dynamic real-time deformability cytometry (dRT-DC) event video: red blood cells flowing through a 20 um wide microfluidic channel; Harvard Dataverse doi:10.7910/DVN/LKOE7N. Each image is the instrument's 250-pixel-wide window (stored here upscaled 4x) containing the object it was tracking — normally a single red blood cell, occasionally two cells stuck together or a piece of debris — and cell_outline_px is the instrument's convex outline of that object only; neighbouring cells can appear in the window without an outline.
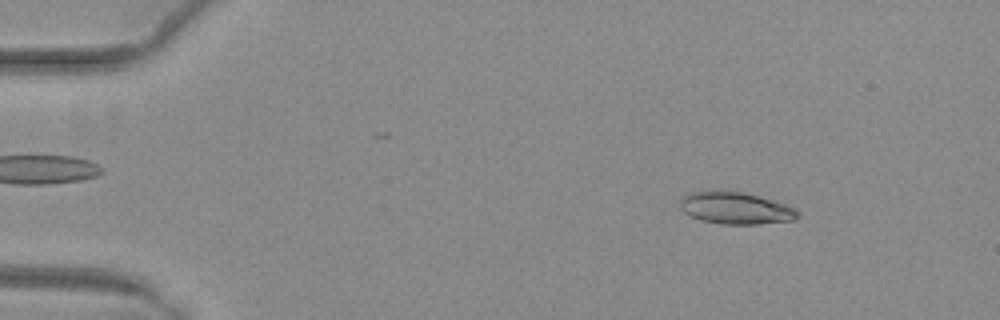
{"species": "common noctule bat (a hibernating species)", "species_latin": "Nyctalus noctula", "temperature_condition": "warm", "stored_images_in_passage": 51, "camera_frame_rate_fps": 3000, "um_per_image_px": 0.085, "animal": {"sex": "female", "body_mass_g": 29.2, "forearm_length_mm": 56.3}, "frame": {"image": 1, "passage_image": 7, "time_ms": 2.0, "image_size_px": [1000, 320], "cell_outline_px": [[800, 216], [796, 220], [756, 224], [720, 224], [700, 220], [684, 212], [680, 208], [680, 200], [688, 192], [720, 188], [744, 192], [760, 196], [796, 208], [800, 212]], "centroid_in_image_um": [62.51, 17.66], "position_along_channel_um": 22.5, "area_um2": 22.6}}
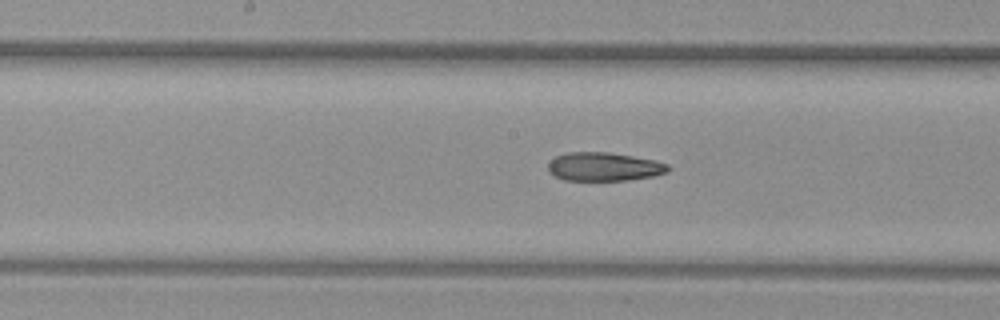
{"frame": {"image": 2, "passage_image": 27, "time_ms": 8.667, "image_size_px": [1000, 320], "cell_outline_px": [[672, 168], [668, 172], [652, 176], [628, 180], [564, 180], [548, 172], [548, 164], [556, 156], [568, 152], [608, 152], [656, 160], [668, 164]], "centroid_in_image_um": [51.37, 14.17], "position_along_channel_um": 196.8, "area_um2": 20.0}}
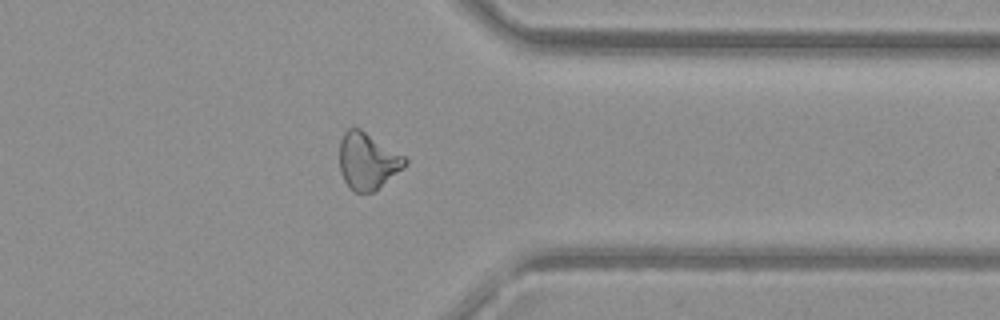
{"frame": {"image": 3, "passage_image": 41, "time_ms": 13.333, "image_size_px": [1000, 320], "cell_outline_px": [[408, 164], [404, 168], [372, 192], [356, 192], [348, 188], [340, 172], [340, 140], [344, 132], [348, 128], [360, 128], [404, 156], [408, 160]], "centroid_in_image_um": [31.23, 13.69], "position_along_channel_um": 380.2, "area_um2": 21.5}, "authors_computed_cell_mechanics": {"area_um2": 21.2704, "velocity_mm_per_s": 4.0589, "shape_relaxation_time_tau1_ms": null, "shape_relaxation_time_tau2_ms": 2.6101, "deformation_change_tau1": null, "deformation_change_tau2": 0.1171}}